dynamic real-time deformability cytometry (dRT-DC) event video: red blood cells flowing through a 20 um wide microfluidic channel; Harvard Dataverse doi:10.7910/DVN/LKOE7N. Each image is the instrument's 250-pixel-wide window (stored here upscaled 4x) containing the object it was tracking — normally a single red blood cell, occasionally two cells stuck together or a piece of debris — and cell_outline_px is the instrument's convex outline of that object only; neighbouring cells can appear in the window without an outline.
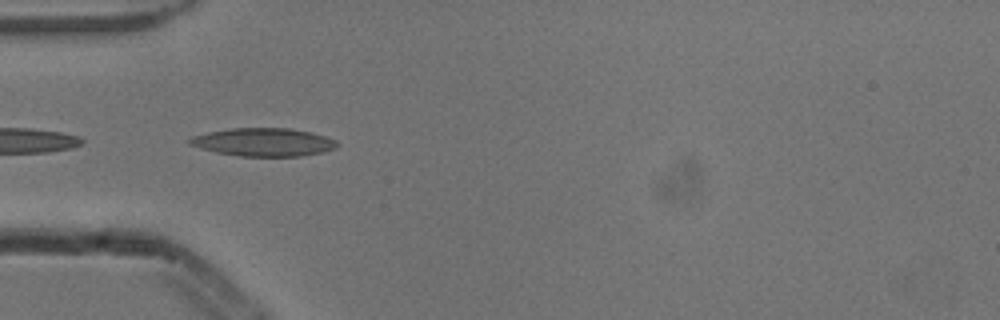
{"species": "common noctule bat (a hibernating species)", "species_latin": "Nyctalus noctula", "temperature_condition": "cold", "stored_images_in_passage": 6, "camera_frame_rate_fps": 3000, "um_per_image_px": 0.085, "animal": {"sex": "male", "body_mass_g": 13.3}, "frame": {"image": 1, "passage_image": 4, "time_ms": 1.0, "image_size_px": [1000, 320], "cell_outline_px": [[340, 144], [336, 148], [324, 152], [300, 156], [240, 156], [216, 152], [200, 148], [188, 144], [188, 140], [192, 136], [208, 132], [232, 128], [292, 128], [312, 132], [336, 140]], "centroid_in_image_um": [22.42, 12.08], "position_along_channel_um": 62.6, "area_um2": 24.28}}
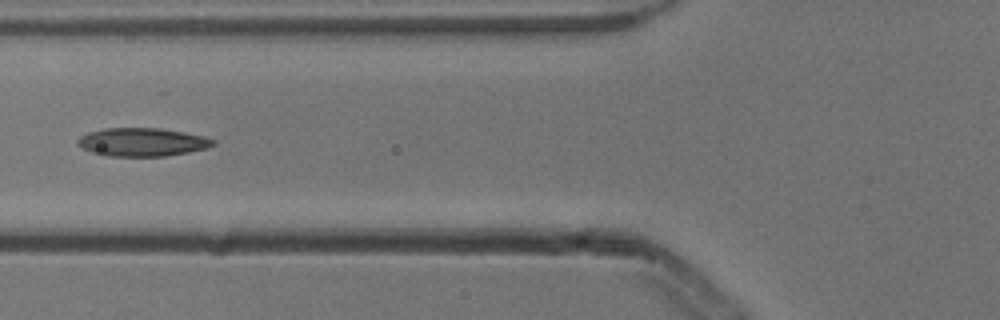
{"frame": {"image": 2, "passage_image": 5, "time_ms": 1.333, "image_size_px": [1000, 320], "cell_outline_px": [[216, 144], [204, 148], [188, 152], [164, 156], [108, 156], [92, 152], [76, 144], [76, 140], [80, 136], [88, 132], [104, 128], [160, 128], [184, 132], [204, 136], [216, 140]], "centroid_in_image_um": [12.07, 12.07], "position_along_channel_um": 113.7, "area_um2": 22.31}}
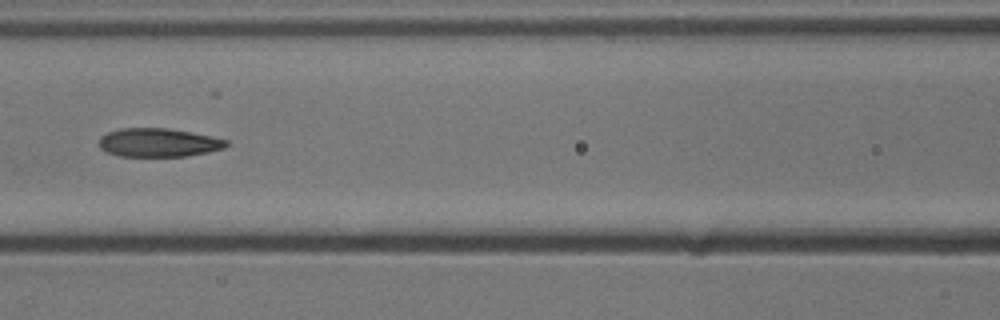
{"frame": {"image": 3, "passage_image": 6, "time_ms": 1.667, "image_size_px": [1000, 320], "cell_outline_px": [[228, 144], [224, 148], [208, 152], [184, 156], [120, 156], [108, 152], [100, 148], [100, 136], [108, 132], [120, 128], [168, 128], [212, 136], [228, 140]], "centroid_in_image_um": [13.48, 12.11], "position_along_channel_um": 153.1, "area_um2": 21.1}}